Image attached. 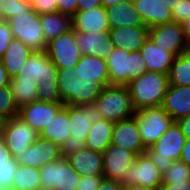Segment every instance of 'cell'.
<instances>
[{
	"instance_id": "f546056e",
	"label": "cell",
	"mask_w": 190,
	"mask_h": 190,
	"mask_svg": "<svg viewBox=\"0 0 190 190\" xmlns=\"http://www.w3.org/2000/svg\"><path fill=\"white\" fill-rule=\"evenodd\" d=\"M113 125L114 122L104 118L93 123L84 146L92 151L103 153L111 145Z\"/></svg>"
},
{
	"instance_id": "7402d4cb",
	"label": "cell",
	"mask_w": 190,
	"mask_h": 190,
	"mask_svg": "<svg viewBox=\"0 0 190 190\" xmlns=\"http://www.w3.org/2000/svg\"><path fill=\"white\" fill-rule=\"evenodd\" d=\"M75 38L82 55L97 56L106 59L114 48L109 31L90 33L75 32Z\"/></svg>"
},
{
	"instance_id": "60d3db41",
	"label": "cell",
	"mask_w": 190,
	"mask_h": 190,
	"mask_svg": "<svg viewBox=\"0 0 190 190\" xmlns=\"http://www.w3.org/2000/svg\"><path fill=\"white\" fill-rule=\"evenodd\" d=\"M31 7L39 15L58 11L56 0H33Z\"/></svg>"
},
{
	"instance_id": "44dd1931",
	"label": "cell",
	"mask_w": 190,
	"mask_h": 190,
	"mask_svg": "<svg viewBox=\"0 0 190 190\" xmlns=\"http://www.w3.org/2000/svg\"><path fill=\"white\" fill-rule=\"evenodd\" d=\"M143 24L148 28L173 22L172 10L164 0H132Z\"/></svg>"
},
{
	"instance_id": "ab89813d",
	"label": "cell",
	"mask_w": 190,
	"mask_h": 190,
	"mask_svg": "<svg viewBox=\"0 0 190 190\" xmlns=\"http://www.w3.org/2000/svg\"><path fill=\"white\" fill-rule=\"evenodd\" d=\"M14 39L7 21L0 23V59L3 57L9 43Z\"/></svg>"
},
{
	"instance_id": "4fadbf2b",
	"label": "cell",
	"mask_w": 190,
	"mask_h": 190,
	"mask_svg": "<svg viewBox=\"0 0 190 190\" xmlns=\"http://www.w3.org/2000/svg\"><path fill=\"white\" fill-rule=\"evenodd\" d=\"M163 182V173L153 164L144 153L136 157V160L124 172L119 182L123 187L137 184L151 189H158Z\"/></svg>"
},
{
	"instance_id": "e575fe53",
	"label": "cell",
	"mask_w": 190,
	"mask_h": 190,
	"mask_svg": "<svg viewBox=\"0 0 190 190\" xmlns=\"http://www.w3.org/2000/svg\"><path fill=\"white\" fill-rule=\"evenodd\" d=\"M169 85L190 86V64L181 55L175 57L168 73Z\"/></svg>"
},
{
	"instance_id": "30bf717a",
	"label": "cell",
	"mask_w": 190,
	"mask_h": 190,
	"mask_svg": "<svg viewBox=\"0 0 190 190\" xmlns=\"http://www.w3.org/2000/svg\"><path fill=\"white\" fill-rule=\"evenodd\" d=\"M0 136L14 156L31 146L40 137V133L16 115L1 123Z\"/></svg>"
},
{
	"instance_id": "d590c367",
	"label": "cell",
	"mask_w": 190,
	"mask_h": 190,
	"mask_svg": "<svg viewBox=\"0 0 190 190\" xmlns=\"http://www.w3.org/2000/svg\"><path fill=\"white\" fill-rule=\"evenodd\" d=\"M19 107L16 104L10 86L0 88V121L5 122L18 115Z\"/></svg>"
},
{
	"instance_id": "b9f144b4",
	"label": "cell",
	"mask_w": 190,
	"mask_h": 190,
	"mask_svg": "<svg viewBox=\"0 0 190 190\" xmlns=\"http://www.w3.org/2000/svg\"><path fill=\"white\" fill-rule=\"evenodd\" d=\"M104 176H81L76 190H97Z\"/></svg>"
},
{
	"instance_id": "5b68a950",
	"label": "cell",
	"mask_w": 190,
	"mask_h": 190,
	"mask_svg": "<svg viewBox=\"0 0 190 190\" xmlns=\"http://www.w3.org/2000/svg\"><path fill=\"white\" fill-rule=\"evenodd\" d=\"M94 104L102 118L112 122L129 119L135 115L128 86L109 85L103 87Z\"/></svg>"
},
{
	"instance_id": "8992f818",
	"label": "cell",
	"mask_w": 190,
	"mask_h": 190,
	"mask_svg": "<svg viewBox=\"0 0 190 190\" xmlns=\"http://www.w3.org/2000/svg\"><path fill=\"white\" fill-rule=\"evenodd\" d=\"M186 138L179 124L173 122L168 130L150 147L145 154L164 173L173 161L180 160Z\"/></svg>"
},
{
	"instance_id": "9a60e30c",
	"label": "cell",
	"mask_w": 190,
	"mask_h": 190,
	"mask_svg": "<svg viewBox=\"0 0 190 190\" xmlns=\"http://www.w3.org/2000/svg\"><path fill=\"white\" fill-rule=\"evenodd\" d=\"M149 37L155 46L178 56L188 45L181 23L170 22L149 28Z\"/></svg>"
},
{
	"instance_id": "74e56055",
	"label": "cell",
	"mask_w": 190,
	"mask_h": 190,
	"mask_svg": "<svg viewBox=\"0 0 190 190\" xmlns=\"http://www.w3.org/2000/svg\"><path fill=\"white\" fill-rule=\"evenodd\" d=\"M30 4L22 3L19 0H0V15L4 21L16 17L19 12H30Z\"/></svg>"
},
{
	"instance_id": "91938a15",
	"label": "cell",
	"mask_w": 190,
	"mask_h": 190,
	"mask_svg": "<svg viewBox=\"0 0 190 190\" xmlns=\"http://www.w3.org/2000/svg\"><path fill=\"white\" fill-rule=\"evenodd\" d=\"M3 21H4V20H3L2 16L0 15V23L3 22Z\"/></svg>"
},
{
	"instance_id": "816d5d0a",
	"label": "cell",
	"mask_w": 190,
	"mask_h": 190,
	"mask_svg": "<svg viewBox=\"0 0 190 190\" xmlns=\"http://www.w3.org/2000/svg\"><path fill=\"white\" fill-rule=\"evenodd\" d=\"M124 190H157L144 187L142 185L132 184L124 187Z\"/></svg>"
},
{
	"instance_id": "11a10c76",
	"label": "cell",
	"mask_w": 190,
	"mask_h": 190,
	"mask_svg": "<svg viewBox=\"0 0 190 190\" xmlns=\"http://www.w3.org/2000/svg\"><path fill=\"white\" fill-rule=\"evenodd\" d=\"M164 1L167 3V5H169V8L172 10L175 7V5L178 4L179 0H164Z\"/></svg>"
},
{
	"instance_id": "f1b7e54d",
	"label": "cell",
	"mask_w": 190,
	"mask_h": 190,
	"mask_svg": "<svg viewBox=\"0 0 190 190\" xmlns=\"http://www.w3.org/2000/svg\"><path fill=\"white\" fill-rule=\"evenodd\" d=\"M69 129L68 105H65L41 131L40 137L53 141L66 151V141L70 136Z\"/></svg>"
},
{
	"instance_id": "d6986e66",
	"label": "cell",
	"mask_w": 190,
	"mask_h": 190,
	"mask_svg": "<svg viewBox=\"0 0 190 190\" xmlns=\"http://www.w3.org/2000/svg\"><path fill=\"white\" fill-rule=\"evenodd\" d=\"M111 144L126 148L137 156L145 153L146 148L142 144L135 115L129 119L114 122Z\"/></svg>"
},
{
	"instance_id": "ba28073f",
	"label": "cell",
	"mask_w": 190,
	"mask_h": 190,
	"mask_svg": "<svg viewBox=\"0 0 190 190\" xmlns=\"http://www.w3.org/2000/svg\"><path fill=\"white\" fill-rule=\"evenodd\" d=\"M68 119L70 136L66 141V150L84 147L91 125L102 119V114L94 103L68 105Z\"/></svg>"
},
{
	"instance_id": "7a4b0ae2",
	"label": "cell",
	"mask_w": 190,
	"mask_h": 190,
	"mask_svg": "<svg viewBox=\"0 0 190 190\" xmlns=\"http://www.w3.org/2000/svg\"><path fill=\"white\" fill-rule=\"evenodd\" d=\"M127 86L135 111L160 106L169 86L168 75L146 71Z\"/></svg>"
},
{
	"instance_id": "6da1fadb",
	"label": "cell",
	"mask_w": 190,
	"mask_h": 190,
	"mask_svg": "<svg viewBox=\"0 0 190 190\" xmlns=\"http://www.w3.org/2000/svg\"><path fill=\"white\" fill-rule=\"evenodd\" d=\"M14 79L36 81L38 101L63 103L58 89V68L50 61L46 51L32 53Z\"/></svg>"
},
{
	"instance_id": "bcb514c9",
	"label": "cell",
	"mask_w": 190,
	"mask_h": 190,
	"mask_svg": "<svg viewBox=\"0 0 190 190\" xmlns=\"http://www.w3.org/2000/svg\"><path fill=\"white\" fill-rule=\"evenodd\" d=\"M102 6L101 0H78L77 11H85Z\"/></svg>"
},
{
	"instance_id": "d4e9b609",
	"label": "cell",
	"mask_w": 190,
	"mask_h": 190,
	"mask_svg": "<svg viewBox=\"0 0 190 190\" xmlns=\"http://www.w3.org/2000/svg\"><path fill=\"white\" fill-rule=\"evenodd\" d=\"M74 68L79 79L99 83L103 87L109 86V72L106 59L82 55Z\"/></svg>"
},
{
	"instance_id": "f6af8a7d",
	"label": "cell",
	"mask_w": 190,
	"mask_h": 190,
	"mask_svg": "<svg viewBox=\"0 0 190 190\" xmlns=\"http://www.w3.org/2000/svg\"><path fill=\"white\" fill-rule=\"evenodd\" d=\"M97 190H124V187L118 181L104 178Z\"/></svg>"
},
{
	"instance_id": "681fc988",
	"label": "cell",
	"mask_w": 190,
	"mask_h": 190,
	"mask_svg": "<svg viewBox=\"0 0 190 190\" xmlns=\"http://www.w3.org/2000/svg\"><path fill=\"white\" fill-rule=\"evenodd\" d=\"M10 82V78L7 74V71L3 65L2 60L0 59V88L4 86H8Z\"/></svg>"
},
{
	"instance_id": "ee69618b",
	"label": "cell",
	"mask_w": 190,
	"mask_h": 190,
	"mask_svg": "<svg viewBox=\"0 0 190 190\" xmlns=\"http://www.w3.org/2000/svg\"><path fill=\"white\" fill-rule=\"evenodd\" d=\"M157 190H190V180L162 183Z\"/></svg>"
},
{
	"instance_id": "f907efd6",
	"label": "cell",
	"mask_w": 190,
	"mask_h": 190,
	"mask_svg": "<svg viewBox=\"0 0 190 190\" xmlns=\"http://www.w3.org/2000/svg\"><path fill=\"white\" fill-rule=\"evenodd\" d=\"M184 36L187 44H190V16L184 20L182 23Z\"/></svg>"
},
{
	"instance_id": "6f0895ef",
	"label": "cell",
	"mask_w": 190,
	"mask_h": 190,
	"mask_svg": "<svg viewBox=\"0 0 190 190\" xmlns=\"http://www.w3.org/2000/svg\"><path fill=\"white\" fill-rule=\"evenodd\" d=\"M0 190H15V189H13L12 187H9V186L2 185V186H0Z\"/></svg>"
},
{
	"instance_id": "4dcf8cb0",
	"label": "cell",
	"mask_w": 190,
	"mask_h": 190,
	"mask_svg": "<svg viewBox=\"0 0 190 190\" xmlns=\"http://www.w3.org/2000/svg\"><path fill=\"white\" fill-rule=\"evenodd\" d=\"M40 21L46 43L72 29V17L58 11L41 14Z\"/></svg>"
},
{
	"instance_id": "603a6c76",
	"label": "cell",
	"mask_w": 190,
	"mask_h": 190,
	"mask_svg": "<svg viewBox=\"0 0 190 190\" xmlns=\"http://www.w3.org/2000/svg\"><path fill=\"white\" fill-rule=\"evenodd\" d=\"M161 106L174 122L190 115V86L169 85Z\"/></svg>"
},
{
	"instance_id": "83f0119b",
	"label": "cell",
	"mask_w": 190,
	"mask_h": 190,
	"mask_svg": "<svg viewBox=\"0 0 190 190\" xmlns=\"http://www.w3.org/2000/svg\"><path fill=\"white\" fill-rule=\"evenodd\" d=\"M32 53L34 51L21 40L14 38L9 43L1 60L10 79L19 74L20 69Z\"/></svg>"
},
{
	"instance_id": "484cf974",
	"label": "cell",
	"mask_w": 190,
	"mask_h": 190,
	"mask_svg": "<svg viewBox=\"0 0 190 190\" xmlns=\"http://www.w3.org/2000/svg\"><path fill=\"white\" fill-rule=\"evenodd\" d=\"M145 61L146 71L163 73L168 75L174 62L175 55L155 46L154 42L148 37L140 49Z\"/></svg>"
},
{
	"instance_id": "4316f807",
	"label": "cell",
	"mask_w": 190,
	"mask_h": 190,
	"mask_svg": "<svg viewBox=\"0 0 190 190\" xmlns=\"http://www.w3.org/2000/svg\"><path fill=\"white\" fill-rule=\"evenodd\" d=\"M110 28L146 26L136 11L133 1H122L105 8Z\"/></svg>"
},
{
	"instance_id": "680465c9",
	"label": "cell",
	"mask_w": 190,
	"mask_h": 190,
	"mask_svg": "<svg viewBox=\"0 0 190 190\" xmlns=\"http://www.w3.org/2000/svg\"><path fill=\"white\" fill-rule=\"evenodd\" d=\"M19 1L22 2V3H27V4L31 5L33 0H19Z\"/></svg>"
},
{
	"instance_id": "277c9868",
	"label": "cell",
	"mask_w": 190,
	"mask_h": 190,
	"mask_svg": "<svg viewBox=\"0 0 190 190\" xmlns=\"http://www.w3.org/2000/svg\"><path fill=\"white\" fill-rule=\"evenodd\" d=\"M106 64L109 85L127 86L146 72L145 61L140 51L128 52L114 47L106 58Z\"/></svg>"
},
{
	"instance_id": "e0dca14e",
	"label": "cell",
	"mask_w": 190,
	"mask_h": 190,
	"mask_svg": "<svg viewBox=\"0 0 190 190\" xmlns=\"http://www.w3.org/2000/svg\"><path fill=\"white\" fill-rule=\"evenodd\" d=\"M136 157L134 152L111 144L103 152L104 178L120 182L124 172L135 162Z\"/></svg>"
},
{
	"instance_id": "52a82bcc",
	"label": "cell",
	"mask_w": 190,
	"mask_h": 190,
	"mask_svg": "<svg viewBox=\"0 0 190 190\" xmlns=\"http://www.w3.org/2000/svg\"><path fill=\"white\" fill-rule=\"evenodd\" d=\"M7 22L15 39L24 42L34 52L46 51L47 43L40 15L36 11L19 12L16 17L10 18Z\"/></svg>"
},
{
	"instance_id": "3957f363",
	"label": "cell",
	"mask_w": 190,
	"mask_h": 190,
	"mask_svg": "<svg viewBox=\"0 0 190 190\" xmlns=\"http://www.w3.org/2000/svg\"><path fill=\"white\" fill-rule=\"evenodd\" d=\"M58 89L64 105L92 104L100 95L103 86L77 77L75 68L58 69Z\"/></svg>"
},
{
	"instance_id": "836d02e7",
	"label": "cell",
	"mask_w": 190,
	"mask_h": 190,
	"mask_svg": "<svg viewBox=\"0 0 190 190\" xmlns=\"http://www.w3.org/2000/svg\"><path fill=\"white\" fill-rule=\"evenodd\" d=\"M18 164L0 136V185L12 186Z\"/></svg>"
},
{
	"instance_id": "9f6ffc18",
	"label": "cell",
	"mask_w": 190,
	"mask_h": 190,
	"mask_svg": "<svg viewBox=\"0 0 190 190\" xmlns=\"http://www.w3.org/2000/svg\"><path fill=\"white\" fill-rule=\"evenodd\" d=\"M35 190H56L55 188L52 187H47V186H42L40 185L38 188H36Z\"/></svg>"
},
{
	"instance_id": "d6a6232c",
	"label": "cell",
	"mask_w": 190,
	"mask_h": 190,
	"mask_svg": "<svg viewBox=\"0 0 190 190\" xmlns=\"http://www.w3.org/2000/svg\"><path fill=\"white\" fill-rule=\"evenodd\" d=\"M41 185L40 170L27 165H19L15 171L12 188L15 190H35Z\"/></svg>"
},
{
	"instance_id": "cb8c5ba5",
	"label": "cell",
	"mask_w": 190,
	"mask_h": 190,
	"mask_svg": "<svg viewBox=\"0 0 190 190\" xmlns=\"http://www.w3.org/2000/svg\"><path fill=\"white\" fill-rule=\"evenodd\" d=\"M72 28L75 32H105L110 26L107 13L103 6L91 8L85 11H77L72 16Z\"/></svg>"
},
{
	"instance_id": "f35d334b",
	"label": "cell",
	"mask_w": 190,
	"mask_h": 190,
	"mask_svg": "<svg viewBox=\"0 0 190 190\" xmlns=\"http://www.w3.org/2000/svg\"><path fill=\"white\" fill-rule=\"evenodd\" d=\"M173 21L182 23L190 16V0H179L172 9Z\"/></svg>"
},
{
	"instance_id": "9c48e42d",
	"label": "cell",
	"mask_w": 190,
	"mask_h": 190,
	"mask_svg": "<svg viewBox=\"0 0 190 190\" xmlns=\"http://www.w3.org/2000/svg\"><path fill=\"white\" fill-rule=\"evenodd\" d=\"M135 117L142 144L146 149L150 148L174 122L161 105L140 109L135 112Z\"/></svg>"
},
{
	"instance_id": "7dc6e473",
	"label": "cell",
	"mask_w": 190,
	"mask_h": 190,
	"mask_svg": "<svg viewBox=\"0 0 190 190\" xmlns=\"http://www.w3.org/2000/svg\"><path fill=\"white\" fill-rule=\"evenodd\" d=\"M186 139H190V115L177 121Z\"/></svg>"
},
{
	"instance_id": "5bb4252c",
	"label": "cell",
	"mask_w": 190,
	"mask_h": 190,
	"mask_svg": "<svg viewBox=\"0 0 190 190\" xmlns=\"http://www.w3.org/2000/svg\"><path fill=\"white\" fill-rule=\"evenodd\" d=\"M64 156V150L51 140L39 137L22 153H16L13 159L19 165L41 168L49 162L56 161Z\"/></svg>"
},
{
	"instance_id": "f5cc1de1",
	"label": "cell",
	"mask_w": 190,
	"mask_h": 190,
	"mask_svg": "<svg viewBox=\"0 0 190 190\" xmlns=\"http://www.w3.org/2000/svg\"><path fill=\"white\" fill-rule=\"evenodd\" d=\"M184 60L190 64V44H188L180 54Z\"/></svg>"
},
{
	"instance_id": "8d00e7d4",
	"label": "cell",
	"mask_w": 190,
	"mask_h": 190,
	"mask_svg": "<svg viewBox=\"0 0 190 190\" xmlns=\"http://www.w3.org/2000/svg\"><path fill=\"white\" fill-rule=\"evenodd\" d=\"M190 180V167L182 162L176 160L163 173L162 183H173V181H187Z\"/></svg>"
},
{
	"instance_id": "db71d44e",
	"label": "cell",
	"mask_w": 190,
	"mask_h": 190,
	"mask_svg": "<svg viewBox=\"0 0 190 190\" xmlns=\"http://www.w3.org/2000/svg\"><path fill=\"white\" fill-rule=\"evenodd\" d=\"M122 1H130V0H101L102 6L104 8L110 7L116 3L122 2Z\"/></svg>"
},
{
	"instance_id": "ac0fdd59",
	"label": "cell",
	"mask_w": 190,
	"mask_h": 190,
	"mask_svg": "<svg viewBox=\"0 0 190 190\" xmlns=\"http://www.w3.org/2000/svg\"><path fill=\"white\" fill-rule=\"evenodd\" d=\"M64 106V103H46L37 100L20 106L18 116L41 133Z\"/></svg>"
},
{
	"instance_id": "7c38bea8",
	"label": "cell",
	"mask_w": 190,
	"mask_h": 190,
	"mask_svg": "<svg viewBox=\"0 0 190 190\" xmlns=\"http://www.w3.org/2000/svg\"><path fill=\"white\" fill-rule=\"evenodd\" d=\"M46 53L50 61L58 69L68 67L73 69L82 56L77 46L75 30L72 28L68 32L48 42Z\"/></svg>"
},
{
	"instance_id": "8fae6325",
	"label": "cell",
	"mask_w": 190,
	"mask_h": 190,
	"mask_svg": "<svg viewBox=\"0 0 190 190\" xmlns=\"http://www.w3.org/2000/svg\"><path fill=\"white\" fill-rule=\"evenodd\" d=\"M39 170L41 185L56 190H76L81 178L64 156L43 165Z\"/></svg>"
},
{
	"instance_id": "1f68e13d",
	"label": "cell",
	"mask_w": 190,
	"mask_h": 190,
	"mask_svg": "<svg viewBox=\"0 0 190 190\" xmlns=\"http://www.w3.org/2000/svg\"><path fill=\"white\" fill-rule=\"evenodd\" d=\"M9 86L18 107L38 100V83L34 80H15L11 78Z\"/></svg>"
},
{
	"instance_id": "c3c4849f",
	"label": "cell",
	"mask_w": 190,
	"mask_h": 190,
	"mask_svg": "<svg viewBox=\"0 0 190 190\" xmlns=\"http://www.w3.org/2000/svg\"><path fill=\"white\" fill-rule=\"evenodd\" d=\"M180 160L190 167V139H186L185 141L181 152Z\"/></svg>"
},
{
	"instance_id": "7bdbcfd3",
	"label": "cell",
	"mask_w": 190,
	"mask_h": 190,
	"mask_svg": "<svg viewBox=\"0 0 190 190\" xmlns=\"http://www.w3.org/2000/svg\"><path fill=\"white\" fill-rule=\"evenodd\" d=\"M58 12L70 15L71 17L77 12L78 0H56Z\"/></svg>"
},
{
	"instance_id": "ffe728a7",
	"label": "cell",
	"mask_w": 190,
	"mask_h": 190,
	"mask_svg": "<svg viewBox=\"0 0 190 190\" xmlns=\"http://www.w3.org/2000/svg\"><path fill=\"white\" fill-rule=\"evenodd\" d=\"M109 36L115 48L128 52L140 51L149 37L147 26L115 27L109 29Z\"/></svg>"
},
{
	"instance_id": "2e32d148",
	"label": "cell",
	"mask_w": 190,
	"mask_h": 190,
	"mask_svg": "<svg viewBox=\"0 0 190 190\" xmlns=\"http://www.w3.org/2000/svg\"><path fill=\"white\" fill-rule=\"evenodd\" d=\"M64 157L81 176H104L103 153L84 146L64 151Z\"/></svg>"
}]
</instances>
